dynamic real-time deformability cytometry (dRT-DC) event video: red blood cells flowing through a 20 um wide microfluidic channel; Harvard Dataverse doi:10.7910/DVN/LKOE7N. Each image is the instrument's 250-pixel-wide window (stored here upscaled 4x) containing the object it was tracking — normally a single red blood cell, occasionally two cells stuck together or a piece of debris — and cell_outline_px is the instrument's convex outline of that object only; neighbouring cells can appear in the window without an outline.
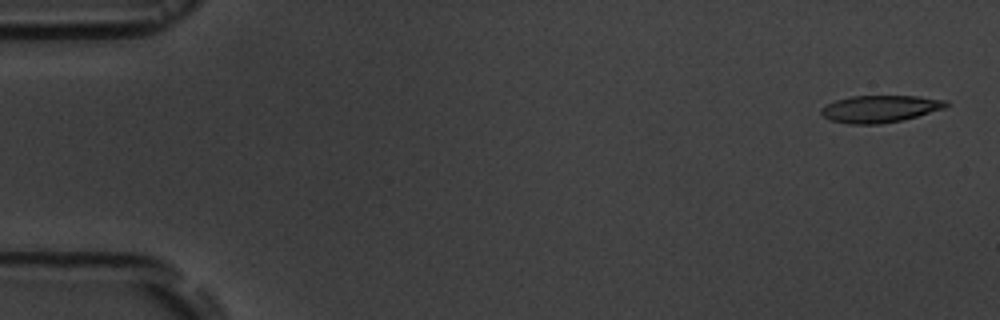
{"species": "common noctule bat (a hibernating species)", "species_latin": "Nyctalus noctula", "temperature_condition": "room temperature", "stored_images_in_passage": 5, "camera_frame_rate_fps": 3000, "um_per_image_px": 0.085, "animal": {"sex": "male", "body_mass_g": 19.5, "forearm_length_mm": 54.6}, "frame": {"image": 1, "passage_image": 1, "time_ms": 0.0, "image_size_px": [1000, 320], "cell_outline_px": [[948, 104], [944, 108], [904, 120], [880, 124], [848, 124], [828, 120], [820, 112], [820, 108], [836, 100], [852, 96], [916, 96], [948, 100]], "centroid_in_image_um": [74.78, 9.26], "position_along_channel_um": 10.2, "area_um2": 19.77}}